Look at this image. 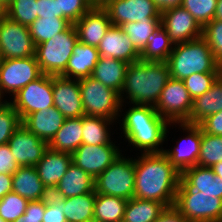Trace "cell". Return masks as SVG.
Returning a JSON list of instances; mask_svg holds the SVG:
<instances>
[{
  "mask_svg": "<svg viewBox=\"0 0 222 222\" xmlns=\"http://www.w3.org/2000/svg\"><path fill=\"white\" fill-rule=\"evenodd\" d=\"M135 164L134 197L153 200L165 207L174 205L181 173L170 163L163 152L141 153Z\"/></svg>",
  "mask_w": 222,
  "mask_h": 222,
  "instance_id": "6da1fadb",
  "label": "cell"
},
{
  "mask_svg": "<svg viewBox=\"0 0 222 222\" xmlns=\"http://www.w3.org/2000/svg\"><path fill=\"white\" fill-rule=\"evenodd\" d=\"M166 62L143 61L130 63L119 94L121 104L126 101L125 94L134 105L156 106L160 94L170 79Z\"/></svg>",
  "mask_w": 222,
  "mask_h": 222,
  "instance_id": "7a4b0ae2",
  "label": "cell"
},
{
  "mask_svg": "<svg viewBox=\"0 0 222 222\" xmlns=\"http://www.w3.org/2000/svg\"><path fill=\"white\" fill-rule=\"evenodd\" d=\"M132 106L122 118L121 127L126 141L143 153L163 152L165 149L160 146L167 139L168 127L172 126L170 122L161 117L154 106Z\"/></svg>",
  "mask_w": 222,
  "mask_h": 222,
  "instance_id": "3957f363",
  "label": "cell"
},
{
  "mask_svg": "<svg viewBox=\"0 0 222 222\" xmlns=\"http://www.w3.org/2000/svg\"><path fill=\"white\" fill-rule=\"evenodd\" d=\"M173 46L166 61L171 78L184 80L194 73H221V63L203 37Z\"/></svg>",
  "mask_w": 222,
  "mask_h": 222,
  "instance_id": "277c9868",
  "label": "cell"
},
{
  "mask_svg": "<svg viewBox=\"0 0 222 222\" xmlns=\"http://www.w3.org/2000/svg\"><path fill=\"white\" fill-rule=\"evenodd\" d=\"M174 206L189 222H221L222 198L190 189L182 180L177 188Z\"/></svg>",
  "mask_w": 222,
  "mask_h": 222,
  "instance_id": "5b68a950",
  "label": "cell"
},
{
  "mask_svg": "<svg viewBox=\"0 0 222 222\" xmlns=\"http://www.w3.org/2000/svg\"><path fill=\"white\" fill-rule=\"evenodd\" d=\"M78 41L75 26L71 24L52 39L36 45L35 57L42 73L60 75L66 69Z\"/></svg>",
  "mask_w": 222,
  "mask_h": 222,
  "instance_id": "8992f818",
  "label": "cell"
},
{
  "mask_svg": "<svg viewBox=\"0 0 222 222\" xmlns=\"http://www.w3.org/2000/svg\"><path fill=\"white\" fill-rule=\"evenodd\" d=\"M82 105L86 116H95L116 120L123 104L119 93L104 86L93 77L79 79Z\"/></svg>",
  "mask_w": 222,
  "mask_h": 222,
  "instance_id": "52a82bcc",
  "label": "cell"
},
{
  "mask_svg": "<svg viewBox=\"0 0 222 222\" xmlns=\"http://www.w3.org/2000/svg\"><path fill=\"white\" fill-rule=\"evenodd\" d=\"M134 159L120 155L95 178L96 194L115 196L129 200L134 197Z\"/></svg>",
  "mask_w": 222,
  "mask_h": 222,
  "instance_id": "ba28073f",
  "label": "cell"
},
{
  "mask_svg": "<svg viewBox=\"0 0 222 222\" xmlns=\"http://www.w3.org/2000/svg\"><path fill=\"white\" fill-rule=\"evenodd\" d=\"M12 97L9 102L22 120L33 112L53 107V75L43 74Z\"/></svg>",
  "mask_w": 222,
  "mask_h": 222,
  "instance_id": "9c48e42d",
  "label": "cell"
},
{
  "mask_svg": "<svg viewBox=\"0 0 222 222\" xmlns=\"http://www.w3.org/2000/svg\"><path fill=\"white\" fill-rule=\"evenodd\" d=\"M193 99L183 80L170 78L164 86L158 103L157 113L171 124L184 123L191 113Z\"/></svg>",
  "mask_w": 222,
  "mask_h": 222,
  "instance_id": "30bf717a",
  "label": "cell"
},
{
  "mask_svg": "<svg viewBox=\"0 0 222 222\" xmlns=\"http://www.w3.org/2000/svg\"><path fill=\"white\" fill-rule=\"evenodd\" d=\"M35 49L28 26L13 21L6 15L0 20V59L35 56Z\"/></svg>",
  "mask_w": 222,
  "mask_h": 222,
  "instance_id": "8fae6325",
  "label": "cell"
},
{
  "mask_svg": "<svg viewBox=\"0 0 222 222\" xmlns=\"http://www.w3.org/2000/svg\"><path fill=\"white\" fill-rule=\"evenodd\" d=\"M43 75L35 56L0 59V90L12 96Z\"/></svg>",
  "mask_w": 222,
  "mask_h": 222,
  "instance_id": "7c38bea8",
  "label": "cell"
},
{
  "mask_svg": "<svg viewBox=\"0 0 222 222\" xmlns=\"http://www.w3.org/2000/svg\"><path fill=\"white\" fill-rule=\"evenodd\" d=\"M103 8L114 26L129 22L160 19L161 12L153 0H110Z\"/></svg>",
  "mask_w": 222,
  "mask_h": 222,
  "instance_id": "4fadbf2b",
  "label": "cell"
},
{
  "mask_svg": "<svg viewBox=\"0 0 222 222\" xmlns=\"http://www.w3.org/2000/svg\"><path fill=\"white\" fill-rule=\"evenodd\" d=\"M113 141L109 144H81L72 154V163L94 179L112 164L122 153Z\"/></svg>",
  "mask_w": 222,
  "mask_h": 222,
  "instance_id": "5bb4252c",
  "label": "cell"
},
{
  "mask_svg": "<svg viewBox=\"0 0 222 222\" xmlns=\"http://www.w3.org/2000/svg\"><path fill=\"white\" fill-rule=\"evenodd\" d=\"M160 25L166 30L174 45L203 36V28L182 6L161 12Z\"/></svg>",
  "mask_w": 222,
  "mask_h": 222,
  "instance_id": "9a60e30c",
  "label": "cell"
},
{
  "mask_svg": "<svg viewBox=\"0 0 222 222\" xmlns=\"http://www.w3.org/2000/svg\"><path fill=\"white\" fill-rule=\"evenodd\" d=\"M183 132H188V136L183 140H178L179 143L173 149L163 151L170 163L182 173L185 169L197 165L200 155V144L202 139V128L199 125L177 123Z\"/></svg>",
  "mask_w": 222,
  "mask_h": 222,
  "instance_id": "2e32d148",
  "label": "cell"
},
{
  "mask_svg": "<svg viewBox=\"0 0 222 222\" xmlns=\"http://www.w3.org/2000/svg\"><path fill=\"white\" fill-rule=\"evenodd\" d=\"M15 161L20 167L35 166L48 148V143L24 125H20L12 134L7 143Z\"/></svg>",
  "mask_w": 222,
  "mask_h": 222,
  "instance_id": "e0dca14e",
  "label": "cell"
},
{
  "mask_svg": "<svg viewBox=\"0 0 222 222\" xmlns=\"http://www.w3.org/2000/svg\"><path fill=\"white\" fill-rule=\"evenodd\" d=\"M53 102L54 107L66 119L80 118L85 115L79 88V79L53 75Z\"/></svg>",
  "mask_w": 222,
  "mask_h": 222,
  "instance_id": "ac0fdd59",
  "label": "cell"
},
{
  "mask_svg": "<svg viewBox=\"0 0 222 222\" xmlns=\"http://www.w3.org/2000/svg\"><path fill=\"white\" fill-rule=\"evenodd\" d=\"M73 25L75 26L79 42L98 47L112 23L103 7L92 6Z\"/></svg>",
  "mask_w": 222,
  "mask_h": 222,
  "instance_id": "d6986e66",
  "label": "cell"
},
{
  "mask_svg": "<svg viewBox=\"0 0 222 222\" xmlns=\"http://www.w3.org/2000/svg\"><path fill=\"white\" fill-rule=\"evenodd\" d=\"M97 49L100 57L119 59L129 64L140 60V52L120 26L111 25Z\"/></svg>",
  "mask_w": 222,
  "mask_h": 222,
  "instance_id": "ffe728a7",
  "label": "cell"
},
{
  "mask_svg": "<svg viewBox=\"0 0 222 222\" xmlns=\"http://www.w3.org/2000/svg\"><path fill=\"white\" fill-rule=\"evenodd\" d=\"M71 163L72 156L70 153L55 151L49 147L46 149L35 168L40 180L50 193L65 175Z\"/></svg>",
  "mask_w": 222,
  "mask_h": 222,
  "instance_id": "44dd1931",
  "label": "cell"
},
{
  "mask_svg": "<svg viewBox=\"0 0 222 222\" xmlns=\"http://www.w3.org/2000/svg\"><path fill=\"white\" fill-rule=\"evenodd\" d=\"M65 117L56 107H50L27 115L22 120L29 131L49 143L65 121Z\"/></svg>",
  "mask_w": 222,
  "mask_h": 222,
  "instance_id": "7402d4cb",
  "label": "cell"
},
{
  "mask_svg": "<svg viewBox=\"0 0 222 222\" xmlns=\"http://www.w3.org/2000/svg\"><path fill=\"white\" fill-rule=\"evenodd\" d=\"M93 191H95V179L71 163L51 194L58 198H69Z\"/></svg>",
  "mask_w": 222,
  "mask_h": 222,
  "instance_id": "603a6c76",
  "label": "cell"
},
{
  "mask_svg": "<svg viewBox=\"0 0 222 222\" xmlns=\"http://www.w3.org/2000/svg\"><path fill=\"white\" fill-rule=\"evenodd\" d=\"M12 191L28 201H38L51 194L40 180L35 166L19 167L12 174Z\"/></svg>",
  "mask_w": 222,
  "mask_h": 222,
  "instance_id": "cb8c5ba5",
  "label": "cell"
},
{
  "mask_svg": "<svg viewBox=\"0 0 222 222\" xmlns=\"http://www.w3.org/2000/svg\"><path fill=\"white\" fill-rule=\"evenodd\" d=\"M97 47L79 42L74 46L73 55L68 60L66 69L60 76L66 78L81 79L92 74L96 63L99 60Z\"/></svg>",
  "mask_w": 222,
  "mask_h": 222,
  "instance_id": "d4e9b609",
  "label": "cell"
},
{
  "mask_svg": "<svg viewBox=\"0 0 222 222\" xmlns=\"http://www.w3.org/2000/svg\"><path fill=\"white\" fill-rule=\"evenodd\" d=\"M222 111V75L211 88L193 100L189 118L184 122L199 125L205 118Z\"/></svg>",
  "mask_w": 222,
  "mask_h": 222,
  "instance_id": "484cf974",
  "label": "cell"
},
{
  "mask_svg": "<svg viewBox=\"0 0 222 222\" xmlns=\"http://www.w3.org/2000/svg\"><path fill=\"white\" fill-rule=\"evenodd\" d=\"M181 180L192 190L222 198V179L209 167L195 165L187 168L181 173Z\"/></svg>",
  "mask_w": 222,
  "mask_h": 222,
  "instance_id": "4316f807",
  "label": "cell"
},
{
  "mask_svg": "<svg viewBox=\"0 0 222 222\" xmlns=\"http://www.w3.org/2000/svg\"><path fill=\"white\" fill-rule=\"evenodd\" d=\"M128 65L119 59L99 57L91 77L120 94Z\"/></svg>",
  "mask_w": 222,
  "mask_h": 222,
  "instance_id": "83f0119b",
  "label": "cell"
},
{
  "mask_svg": "<svg viewBox=\"0 0 222 222\" xmlns=\"http://www.w3.org/2000/svg\"><path fill=\"white\" fill-rule=\"evenodd\" d=\"M83 116L65 119L63 125L48 143V147L72 154L82 144Z\"/></svg>",
  "mask_w": 222,
  "mask_h": 222,
  "instance_id": "f1b7e54d",
  "label": "cell"
},
{
  "mask_svg": "<svg viewBox=\"0 0 222 222\" xmlns=\"http://www.w3.org/2000/svg\"><path fill=\"white\" fill-rule=\"evenodd\" d=\"M96 192L64 198L63 212L67 222H94Z\"/></svg>",
  "mask_w": 222,
  "mask_h": 222,
  "instance_id": "f546056e",
  "label": "cell"
},
{
  "mask_svg": "<svg viewBox=\"0 0 222 222\" xmlns=\"http://www.w3.org/2000/svg\"><path fill=\"white\" fill-rule=\"evenodd\" d=\"M126 199L96 194L94 202V222H119L124 219Z\"/></svg>",
  "mask_w": 222,
  "mask_h": 222,
  "instance_id": "4dcf8cb0",
  "label": "cell"
},
{
  "mask_svg": "<svg viewBox=\"0 0 222 222\" xmlns=\"http://www.w3.org/2000/svg\"><path fill=\"white\" fill-rule=\"evenodd\" d=\"M174 45L166 30L160 25L147 39V45L140 53V60L166 62Z\"/></svg>",
  "mask_w": 222,
  "mask_h": 222,
  "instance_id": "1f68e13d",
  "label": "cell"
},
{
  "mask_svg": "<svg viewBox=\"0 0 222 222\" xmlns=\"http://www.w3.org/2000/svg\"><path fill=\"white\" fill-rule=\"evenodd\" d=\"M165 206L157 201L131 198L125 206V222H153Z\"/></svg>",
  "mask_w": 222,
  "mask_h": 222,
  "instance_id": "d6a6232c",
  "label": "cell"
},
{
  "mask_svg": "<svg viewBox=\"0 0 222 222\" xmlns=\"http://www.w3.org/2000/svg\"><path fill=\"white\" fill-rule=\"evenodd\" d=\"M114 120L83 115L82 144L99 145L111 142L109 127Z\"/></svg>",
  "mask_w": 222,
  "mask_h": 222,
  "instance_id": "836d02e7",
  "label": "cell"
},
{
  "mask_svg": "<svg viewBox=\"0 0 222 222\" xmlns=\"http://www.w3.org/2000/svg\"><path fill=\"white\" fill-rule=\"evenodd\" d=\"M72 23L65 18H37L30 26L31 38L36 45L52 39L54 35L65 31Z\"/></svg>",
  "mask_w": 222,
  "mask_h": 222,
  "instance_id": "e575fe53",
  "label": "cell"
},
{
  "mask_svg": "<svg viewBox=\"0 0 222 222\" xmlns=\"http://www.w3.org/2000/svg\"><path fill=\"white\" fill-rule=\"evenodd\" d=\"M222 161V136L205 133L202 130L200 155L197 165L211 168L214 164Z\"/></svg>",
  "mask_w": 222,
  "mask_h": 222,
  "instance_id": "d590c367",
  "label": "cell"
},
{
  "mask_svg": "<svg viewBox=\"0 0 222 222\" xmlns=\"http://www.w3.org/2000/svg\"><path fill=\"white\" fill-rule=\"evenodd\" d=\"M160 26V19L152 21L129 22L121 25L136 49L141 53L147 45L148 37Z\"/></svg>",
  "mask_w": 222,
  "mask_h": 222,
  "instance_id": "8d00e7d4",
  "label": "cell"
},
{
  "mask_svg": "<svg viewBox=\"0 0 222 222\" xmlns=\"http://www.w3.org/2000/svg\"><path fill=\"white\" fill-rule=\"evenodd\" d=\"M37 0H12L6 16L22 25L30 26L37 18Z\"/></svg>",
  "mask_w": 222,
  "mask_h": 222,
  "instance_id": "74e56055",
  "label": "cell"
},
{
  "mask_svg": "<svg viewBox=\"0 0 222 222\" xmlns=\"http://www.w3.org/2000/svg\"><path fill=\"white\" fill-rule=\"evenodd\" d=\"M218 0H183L182 7L204 28L214 19Z\"/></svg>",
  "mask_w": 222,
  "mask_h": 222,
  "instance_id": "f35d334b",
  "label": "cell"
},
{
  "mask_svg": "<svg viewBox=\"0 0 222 222\" xmlns=\"http://www.w3.org/2000/svg\"><path fill=\"white\" fill-rule=\"evenodd\" d=\"M28 202L15 192H9L0 200V217L6 222L15 221L24 215Z\"/></svg>",
  "mask_w": 222,
  "mask_h": 222,
  "instance_id": "ab89813d",
  "label": "cell"
},
{
  "mask_svg": "<svg viewBox=\"0 0 222 222\" xmlns=\"http://www.w3.org/2000/svg\"><path fill=\"white\" fill-rule=\"evenodd\" d=\"M221 73H194L183 80L186 89L194 100L208 91Z\"/></svg>",
  "mask_w": 222,
  "mask_h": 222,
  "instance_id": "60d3db41",
  "label": "cell"
},
{
  "mask_svg": "<svg viewBox=\"0 0 222 222\" xmlns=\"http://www.w3.org/2000/svg\"><path fill=\"white\" fill-rule=\"evenodd\" d=\"M20 125L22 119L10 103L0 110V145L7 144Z\"/></svg>",
  "mask_w": 222,
  "mask_h": 222,
  "instance_id": "b9f144b4",
  "label": "cell"
},
{
  "mask_svg": "<svg viewBox=\"0 0 222 222\" xmlns=\"http://www.w3.org/2000/svg\"><path fill=\"white\" fill-rule=\"evenodd\" d=\"M58 17L77 22L91 7L90 0H57Z\"/></svg>",
  "mask_w": 222,
  "mask_h": 222,
  "instance_id": "7bdbcfd3",
  "label": "cell"
},
{
  "mask_svg": "<svg viewBox=\"0 0 222 222\" xmlns=\"http://www.w3.org/2000/svg\"><path fill=\"white\" fill-rule=\"evenodd\" d=\"M215 58L222 63V20L213 19L203 28V36Z\"/></svg>",
  "mask_w": 222,
  "mask_h": 222,
  "instance_id": "ee69618b",
  "label": "cell"
},
{
  "mask_svg": "<svg viewBox=\"0 0 222 222\" xmlns=\"http://www.w3.org/2000/svg\"><path fill=\"white\" fill-rule=\"evenodd\" d=\"M64 198L50 194L46 198V208L42 222H67L64 212Z\"/></svg>",
  "mask_w": 222,
  "mask_h": 222,
  "instance_id": "f6af8a7d",
  "label": "cell"
},
{
  "mask_svg": "<svg viewBox=\"0 0 222 222\" xmlns=\"http://www.w3.org/2000/svg\"><path fill=\"white\" fill-rule=\"evenodd\" d=\"M46 208V199L29 201L23 216L13 222H42Z\"/></svg>",
  "mask_w": 222,
  "mask_h": 222,
  "instance_id": "bcb514c9",
  "label": "cell"
},
{
  "mask_svg": "<svg viewBox=\"0 0 222 222\" xmlns=\"http://www.w3.org/2000/svg\"><path fill=\"white\" fill-rule=\"evenodd\" d=\"M19 167L9 145H0V174H13Z\"/></svg>",
  "mask_w": 222,
  "mask_h": 222,
  "instance_id": "7dc6e473",
  "label": "cell"
},
{
  "mask_svg": "<svg viewBox=\"0 0 222 222\" xmlns=\"http://www.w3.org/2000/svg\"><path fill=\"white\" fill-rule=\"evenodd\" d=\"M199 126L205 133L222 136V111L205 118Z\"/></svg>",
  "mask_w": 222,
  "mask_h": 222,
  "instance_id": "c3c4849f",
  "label": "cell"
},
{
  "mask_svg": "<svg viewBox=\"0 0 222 222\" xmlns=\"http://www.w3.org/2000/svg\"><path fill=\"white\" fill-rule=\"evenodd\" d=\"M38 18H62L58 17L57 0H37Z\"/></svg>",
  "mask_w": 222,
  "mask_h": 222,
  "instance_id": "681fc988",
  "label": "cell"
},
{
  "mask_svg": "<svg viewBox=\"0 0 222 222\" xmlns=\"http://www.w3.org/2000/svg\"><path fill=\"white\" fill-rule=\"evenodd\" d=\"M153 222H189L188 219L174 206L165 207L158 219Z\"/></svg>",
  "mask_w": 222,
  "mask_h": 222,
  "instance_id": "f907efd6",
  "label": "cell"
},
{
  "mask_svg": "<svg viewBox=\"0 0 222 222\" xmlns=\"http://www.w3.org/2000/svg\"><path fill=\"white\" fill-rule=\"evenodd\" d=\"M12 174H0V200L12 192Z\"/></svg>",
  "mask_w": 222,
  "mask_h": 222,
  "instance_id": "816d5d0a",
  "label": "cell"
},
{
  "mask_svg": "<svg viewBox=\"0 0 222 222\" xmlns=\"http://www.w3.org/2000/svg\"><path fill=\"white\" fill-rule=\"evenodd\" d=\"M153 1L155 3V6L160 10V12H163L167 9L181 6L183 0H153Z\"/></svg>",
  "mask_w": 222,
  "mask_h": 222,
  "instance_id": "f5cc1de1",
  "label": "cell"
},
{
  "mask_svg": "<svg viewBox=\"0 0 222 222\" xmlns=\"http://www.w3.org/2000/svg\"><path fill=\"white\" fill-rule=\"evenodd\" d=\"M214 19L222 20V0L217 1V6L214 14Z\"/></svg>",
  "mask_w": 222,
  "mask_h": 222,
  "instance_id": "db71d44e",
  "label": "cell"
},
{
  "mask_svg": "<svg viewBox=\"0 0 222 222\" xmlns=\"http://www.w3.org/2000/svg\"><path fill=\"white\" fill-rule=\"evenodd\" d=\"M211 169L213 170L215 175L222 179V161L214 164Z\"/></svg>",
  "mask_w": 222,
  "mask_h": 222,
  "instance_id": "11a10c76",
  "label": "cell"
},
{
  "mask_svg": "<svg viewBox=\"0 0 222 222\" xmlns=\"http://www.w3.org/2000/svg\"><path fill=\"white\" fill-rule=\"evenodd\" d=\"M110 0H90L92 6H101L103 7Z\"/></svg>",
  "mask_w": 222,
  "mask_h": 222,
  "instance_id": "9f6ffc18",
  "label": "cell"
},
{
  "mask_svg": "<svg viewBox=\"0 0 222 222\" xmlns=\"http://www.w3.org/2000/svg\"><path fill=\"white\" fill-rule=\"evenodd\" d=\"M3 94L4 93L0 90V110H2L4 107H6L10 103L8 101L2 100Z\"/></svg>",
  "mask_w": 222,
  "mask_h": 222,
  "instance_id": "6f0895ef",
  "label": "cell"
},
{
  "mask_svg": "<svg viewBox=\"0 0 222 222\" xmlns=\"http://www.w3.org/2000/svg\"><path fill=\"white\" fill-rule=\"evenodd\" d=\"M12 0H0V5L6 10L11 4Z\"/></svg>",
  "mask_w": 222,
  "mask_h": 222,
  "instance_id": "680465c9",
  "label": "cell"
},
{
  "mask_svg": "<svg viewBox=\"0 0 222 222\" xmlns=\"http://www.w3.org/2000/svg\"><path fill=\"white\" fill-rule=\"evenodd\" d=\"M6 15V10L0 5V20Z\"/></svg>",
  "mask_w": 222,
  "mask_h": 222,
  "instance_id": "91938a15",
  "label": "cell"
},
{
  "mask_svg": "<svg viewBox=\"0 0 222 222\" xmlns=\"http://www.w3.org/2000/svg\"><path fill=\"white\" fill-rule=\"evenodd\" d=\"M0 222H6L3 218L0 217Z\"/></svg>",
  "mask_w": 222,
  "mask_h": 222,
  "instance_id": "94428289",
  "label": "cell"
}]
</instances>
